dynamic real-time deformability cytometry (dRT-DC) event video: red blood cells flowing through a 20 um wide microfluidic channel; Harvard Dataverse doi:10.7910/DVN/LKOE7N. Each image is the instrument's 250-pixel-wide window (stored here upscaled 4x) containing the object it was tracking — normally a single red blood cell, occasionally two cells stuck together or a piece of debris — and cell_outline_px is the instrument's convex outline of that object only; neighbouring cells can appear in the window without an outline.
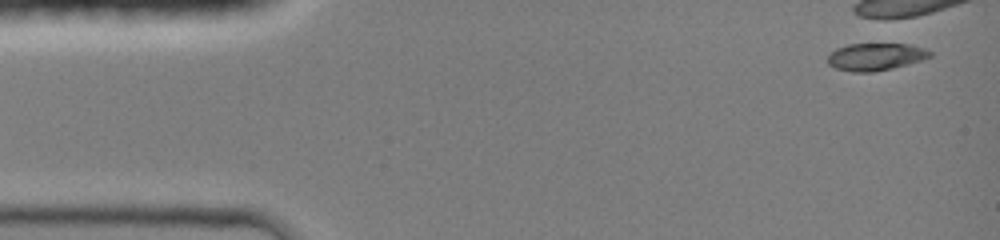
{"species": "common noctule bat (a hibernating species)", "species_latin": "Nyctalus noctula", "temperature_condition": "room temperature", "stored_images_in_passage": 2, "camera_frame_rate_fps": 3000, "um_per_image_px": 0.085, "animal": {"sex": "female", "body_mass_g": 19.0, "forearm_length_mm": 51.5}, "frame": {"image": 1, "passage_image": 1, "time_ms": 0.0, "image_size_px": [1000, 240], "cell_outline_px": [[932, 56], [920, 60], [892, 68], [872, 72], [852, 72], [836, 68], [828, 64], [828, 56], [836, 48], [848, 44], [912, 44], [924, 48], [932, 52]], "centroid_in_image_um": [74.42, 4.82], "position_along_channel_um": 10.6, "area_um2": 16.18}}